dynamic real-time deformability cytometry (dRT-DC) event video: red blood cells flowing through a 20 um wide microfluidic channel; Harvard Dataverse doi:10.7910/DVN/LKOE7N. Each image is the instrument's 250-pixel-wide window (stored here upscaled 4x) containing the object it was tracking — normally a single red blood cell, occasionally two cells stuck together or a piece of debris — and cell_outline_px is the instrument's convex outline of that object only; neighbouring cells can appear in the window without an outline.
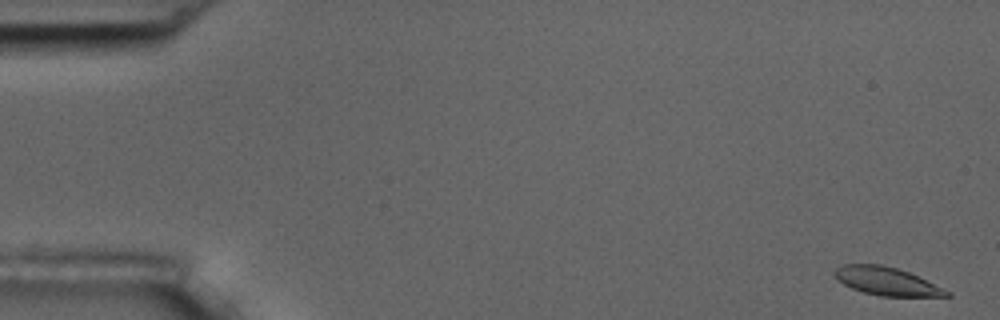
{"species": "common noctule bat (a hibernating species)", "species_latin": "Nyctalus noctula", "temperature_condition": "room temperature", "stored_images_in_passage": 56, "camera_frame_rate_fps": 3000, "um_per_image_px": 0.085, "animal": {"sex": "male", "body_mass_g": 17.5, "forearm_length_mm": 52.3}, "frame": {"image": 1, "passage_image": 1, "time_ms": 0.0, "image_size_px": [1000, 320], "cell_outline_px": [[952, 296], [880, 296], [864, 292], [852, 288], [836, 280], [832, 272], [836, 268], [844, 264], [880, 264], [896, 268], [908, 272], [944, 288], [952, 292]], "centroid_in_image_um": [75.34, 23.9], "position_along_channel_um": 9.7, "area_um2": 18.32}}
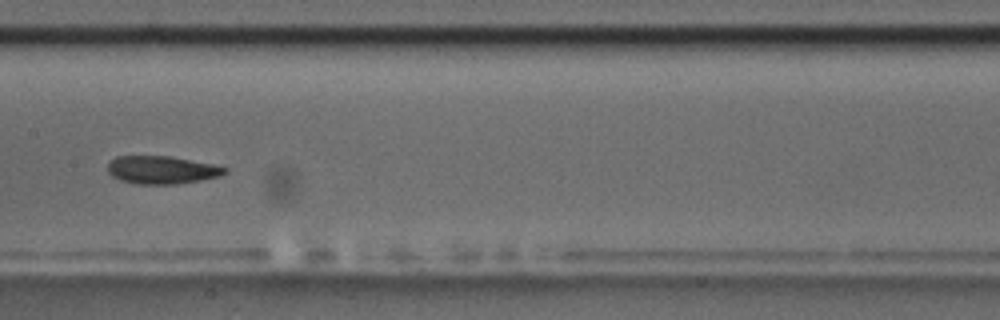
{"frame": {"image": 2, "passage_image": 28, "time_ms": 9.0, "image_size_px": [1000, 320], "cell_outline_px": [[228, 172], [220, 176], [200, 180], [176, 184], [136, 184], [120, 180], [112, 176], [108, 172], [108, 164], [116, 156], [172, 156], [212, 164], [228, 168]], "centroid_in_image_um": [13.76, 14.44], "position_along_channel_um": 193.6, "area_um2": 19.07}}
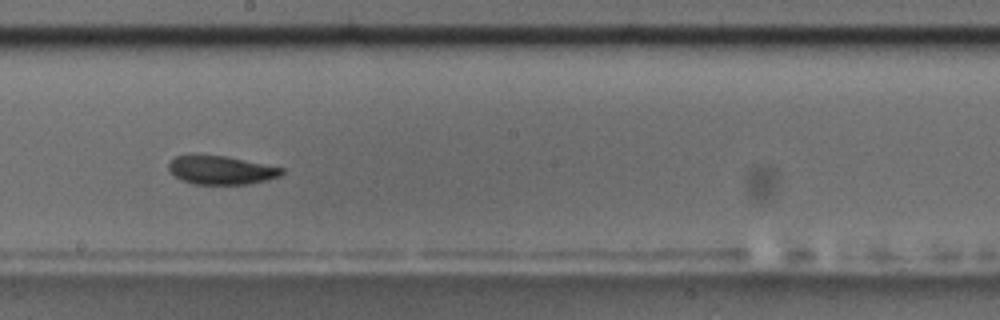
{"frame": {"image": 3, "passage_image": 31, "time_ms": 10.0, "image_size_px": [1000, 320], "cell_outline_px": [[284, 172], [280, 176], [248, 184], [192, 184], [180, 180], [168, 168], [168, 164], [176, 156], [224, 156], [284, 168]], "centroid_in_image_um": [18.8, 14.48], "position_along_channel_um": 229.4, "area_um2": 18.38}, "authors_computed_cell_mechanics": {"area_um2": 19.4497, "velocity_mm_per_s": 3.6003, "shape_relaxation_time_tau1_ms": 7.0864, "shape_relaxation_time_tau2_ms": 3.0266, "deformation_change_tau1": 0.1407, "deformation_change_tau2": 0.0803}}